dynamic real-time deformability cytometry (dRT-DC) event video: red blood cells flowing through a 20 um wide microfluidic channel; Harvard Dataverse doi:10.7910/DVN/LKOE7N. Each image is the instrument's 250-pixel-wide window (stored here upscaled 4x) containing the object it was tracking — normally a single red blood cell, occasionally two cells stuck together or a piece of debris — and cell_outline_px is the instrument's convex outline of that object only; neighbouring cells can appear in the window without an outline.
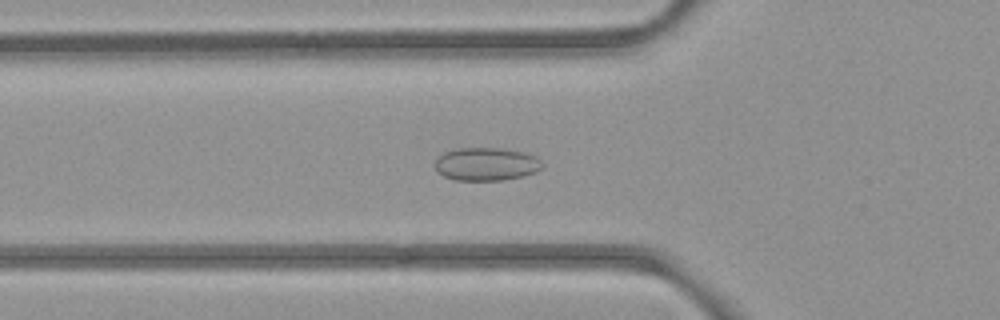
{"species": "common noctule bat (a hibernating species)", "species_latin": "Nyctalus noctula", "temperature_condition": "room temperature", "stored_images_in_passage": 53, "camera_frame_rate_fps": 3000, "um_per_image_px": 0.085, "animal": {"sex": "female", "body_mass_g": 21.9}, "frame": {"image": 1, "passage_image": 18, "time_ms": 5.667, "image_size_px": [1000, 320], "cell_outline_px": [[544, 164], [536, 172], [524, 176], [504, 180], [456, 180], [444, 176], [436, 172], [436, 160], [444, 152], [460, 148], [500, 148], [524, 152], [536, 156]], "centroid_in_image_um": [41.36, 13.95], "position_along_channel_um": 84.4, "area_um2": 20.69}}
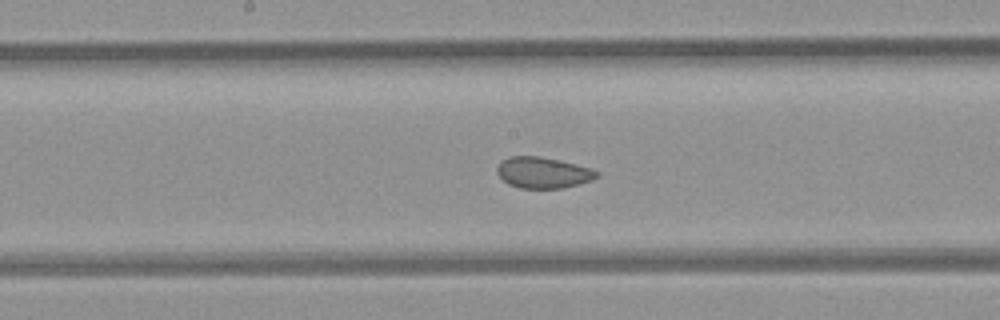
{"frame": {"image": 2, "passage_image": 27, "time_ms": 8.667, "image_size_px": [1000, 320], "cell_outline_px": [[600, 176], [592, 180], [580, 184], [564, 188], [520, 188], [508, 184], [496, 172], [496, 168], [500, 160], [508, 156], [540, 156], [560, 160], [592, 168], [600, 172]], "centroid_in_image_um": [46.18, 14.66], "position_along_channel_um": 202.0, "area_um2": 18.38}}
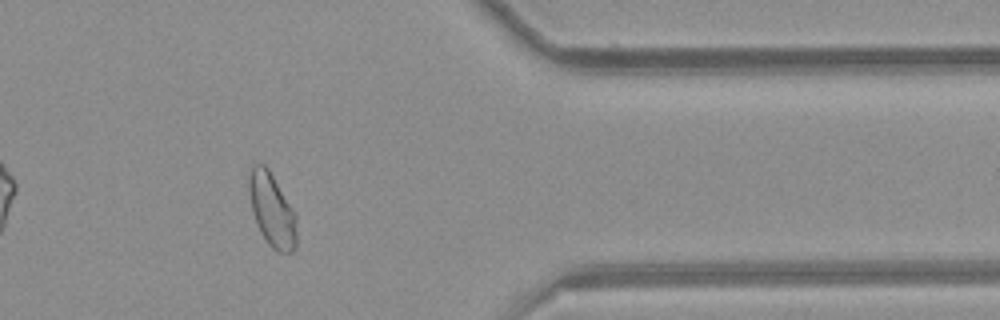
{"frame": {"image": 3, "passage_image": 43, "time_ms": 14.0, "image_size_px": [1000, 320], "cell_outline_px": [[296, 248], [292, 252], [276, 252], [268, 244], [260, 232], [256, 224], [252, 212], [248, 188], [248, 176], [252, 164], [264, 164], [268, 168], [296, 212]], "centroid_in_image_um": [23.11, 17.84], "position_along_channel_um": 388.3, "area_um2": 20.75}, "authors_computed_cell_mechanics": {"area_um2": 20.8658, "velocity_mm_per_s": 3.8855, "shape_relaxation_time_tau1_ms": null, "shape_relaxation_time_tau2_ms": 1.3249, "deformation_change_tau1": null, "deformation_change_tau2": 0.058}}